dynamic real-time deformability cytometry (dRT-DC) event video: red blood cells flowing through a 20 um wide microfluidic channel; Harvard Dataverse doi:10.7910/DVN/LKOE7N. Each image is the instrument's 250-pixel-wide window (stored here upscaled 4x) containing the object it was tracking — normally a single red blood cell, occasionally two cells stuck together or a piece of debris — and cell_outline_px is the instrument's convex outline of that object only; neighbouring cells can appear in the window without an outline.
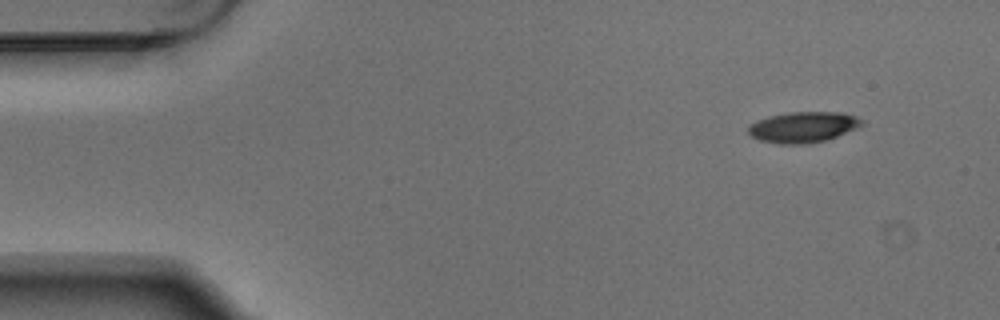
{"species": "Egyptian fruit bat (a non-hibernating species)", "species_latin": "Rousettus aegyptiacus", "temperature_condition": "warm", "stored_images_in_passage": 3, "camera_frame_rate_fps": 3000, "um_per_image_px": 0.085, "animal": {"sex": "male"}, "frame": {"image": 1, "passage_image": 1, "time_ms": 0.0, "image_size_px": [1000, 320], "cell_outline_px": [[864, 124], [836, 136], [824, 140], [804, 144], [780, 144], [760, 140], [752, 136], [748, 132], [748, 124], [756, 120], [768, 116], [788, 112], [840, 112], [856, 116], [864, 120]], "centroid_in_image_um": [68.23, 10.79], "position_along_channel_um": 16.8, "area_um2": 20.29}}